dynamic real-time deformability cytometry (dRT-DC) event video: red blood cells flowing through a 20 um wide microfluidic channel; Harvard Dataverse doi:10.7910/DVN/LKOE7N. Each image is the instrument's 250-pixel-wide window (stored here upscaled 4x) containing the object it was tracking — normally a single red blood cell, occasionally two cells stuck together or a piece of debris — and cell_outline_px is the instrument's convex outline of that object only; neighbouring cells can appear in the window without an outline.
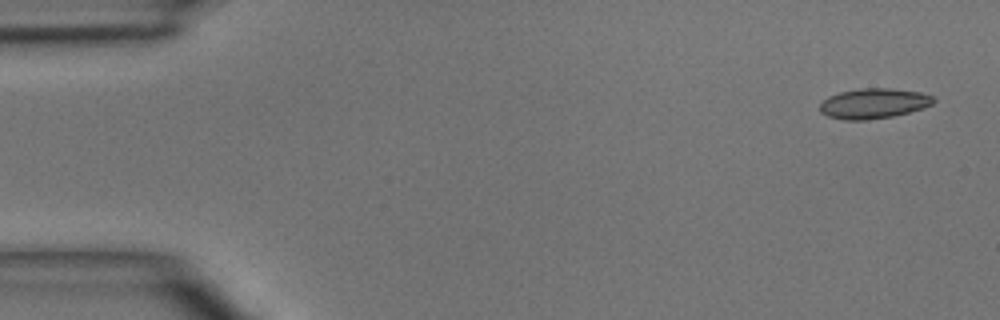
{"species": "common noctule bat (a hibernating species)", "species_latin": "Nyctalus noctula", "temperature_condition": "room temperature", "stored_images_in_passage": 4, "camera_frame_rate_fps": 3000, "um_per_image_px": 0.085, "animal": {"sex": "male", "body_mass_g": 15.6}, "frame": {"image": 1, "passage_image": 1, "time_ms": 0.0, "image_size_px": [1000, 320], "cell_outline_px": [[936, 100], [932, 104], [924, 108], [892, 116], [864, 120], [844, 120], [828, 116], [820, 112], [820, 104], [828, 96], [840, 92], [860, 88], [892, 88], [920, 92], [932, 96]], "centroid_in_image_um": [74.26, 8.79], "position_along_channel_um": 10.7, "area_um2": 19.94}}
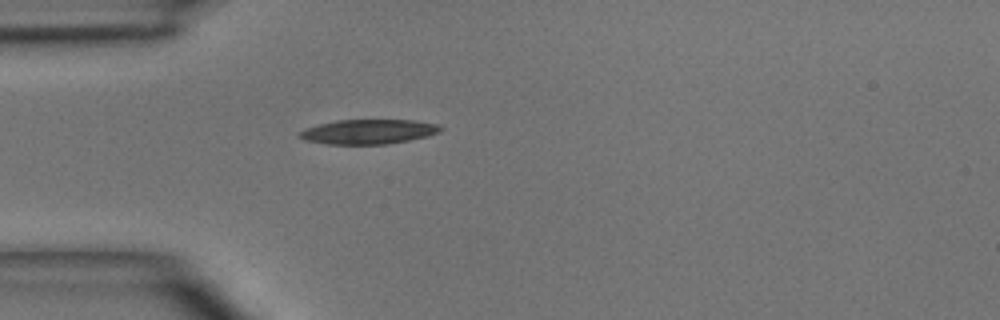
{"frame": {"image": 2, "passage_image": 4, "time_ms": 3.667, "image_size_px": [1000, 320], "cell_outline_px": [[444, 128], [440, 132], [428, 136], [388, 144], [328, 144], [304, 140], [296, 136], [304, 128], [336, 120], [416, 120], [440, 124]], "centroid_in_image_um": [31.34, 11.19], "position_along_channel_um": 53.7, "area_um2": 20.4}}